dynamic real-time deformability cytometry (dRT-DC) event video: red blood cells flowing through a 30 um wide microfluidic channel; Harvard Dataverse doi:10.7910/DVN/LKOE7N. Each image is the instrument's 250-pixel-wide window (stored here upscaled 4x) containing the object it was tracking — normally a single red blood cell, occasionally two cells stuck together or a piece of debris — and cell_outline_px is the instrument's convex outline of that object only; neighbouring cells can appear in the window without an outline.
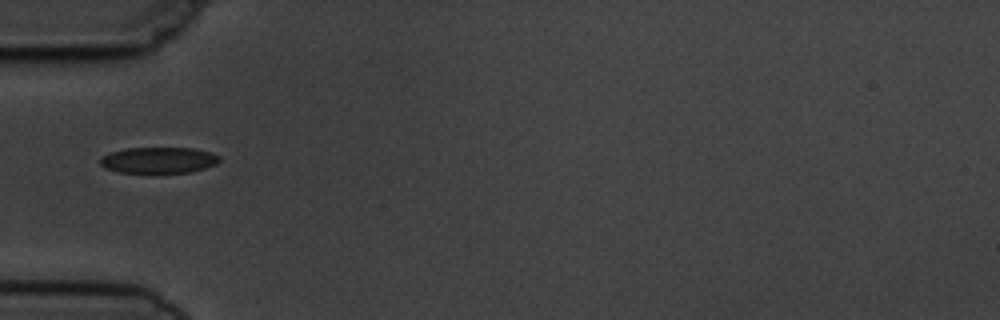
{"species": "common noctule bat (a hibernating species)", "species_latin": "Nyctalus noctula", "temperature_condition": "cold", "stored_images_in_passage": 11, "camera_frame_rate_fps": 3000, "um_per_image_px": 0.085, "animal": {"sex": "male", "body_mass_g": 19.5, "forearm_length_mm": 54.6}, "frame": {"image": 1, "passage_image": 5, "time_ms": 5.333, "image_size_px": [1000, 320], "cell_outline_px": [[220, 160], [216, 164], [204, 168], [188, 172], [116, 172], [104, 168], [100, 164], [100, 156], [108, 152], [124, 148], [192, 148], [208, 152], [220, 156]], "centroid_in_image_um": [13.41, 13.6], "position_along_channel_um": 71.6, "area_um2": 18.09}}
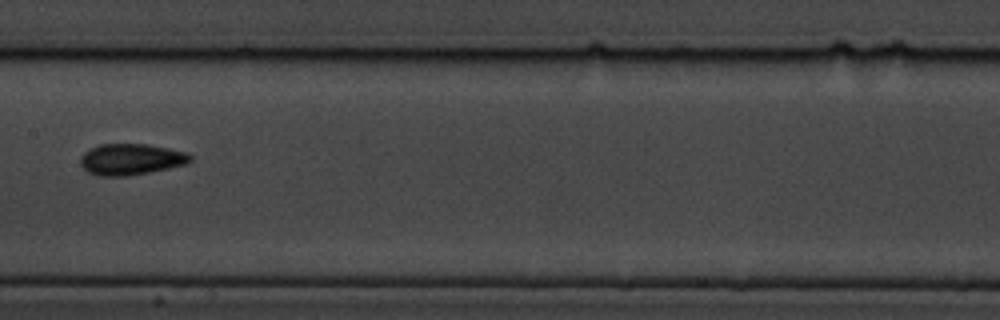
{"frame": {"image": 2, "passage_image": 8, "time_ms": 8.667, "image_size_px": [1000, 320], "cell_outline_px": [[192, 160], [184, 164], [168, 168], [148, 172], [124, 176], [100, 176], [88, 172], [80, 164], [80, 156], [84, 152], [100, 144], [148, 144], [168, 148], [184, 152], [192, 156]], "centroid_in_image_um": [11.1, 13.53], "position_along_channel_um": 196.3, "area_um2": 19.77}}
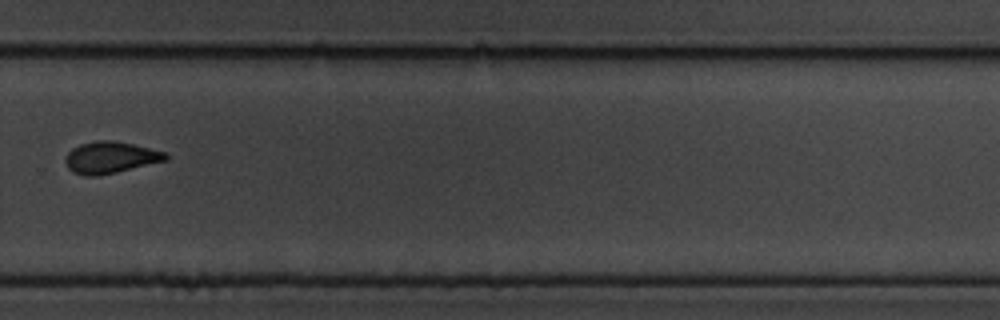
{"frame": {"image": 3, "passage_image": 11, "time_ms": 12.0, "image_size_px": [1000, 320], "cell_outline_px": [[168, 160], [116, 172], [96, 176], [84, 176], [72, 172], [68, 168], [64, 160], [68, 152], [72, 148], [80, 144], [96, 140], [112, 140], [132, 144], [168, 152]], "centroid_in_image_um": [9.38, 13.38], "position_along_channel_um": 320.4, "area_um2": 18.61}}